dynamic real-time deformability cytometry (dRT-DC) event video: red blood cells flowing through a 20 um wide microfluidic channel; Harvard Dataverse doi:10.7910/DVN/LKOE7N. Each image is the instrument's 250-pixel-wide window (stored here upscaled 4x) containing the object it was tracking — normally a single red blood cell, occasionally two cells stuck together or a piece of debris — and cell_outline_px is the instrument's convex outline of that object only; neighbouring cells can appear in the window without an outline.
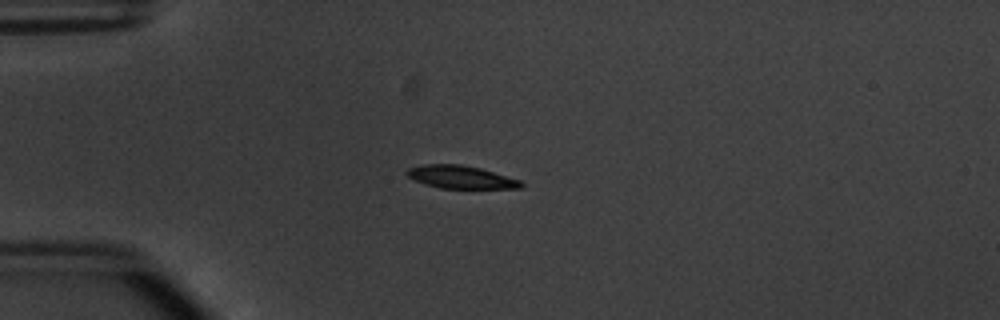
{"species": "common noctule bat (a hibernating species)", "species_latin": "Nyctalus noctula", "temperature_condition": "warm", "stored_images_in_passage": 40, "camera_frame_rate_fps": 3000, "um_per_image_px": 0.085, "animal": {"sex": "male", "body_mass_g": 20.1, "forearm_length_mm": 53.5}, "frame": {"image": 1, "passage_image": 1, "time_ms": 0.0, "image_size_px": [1000, 320], "cell_outline_px": [[524, 184], [520, 188], [440, 188], [424, 184], [408, 176], [404, 172], [408, 168], [424, 164], [460, 164], [480, 168], [520, 180]], "centroid_in_image_um": [39.14, 15.04], "position_along_channel_um": 45.9, "area_um2": 15.09}}
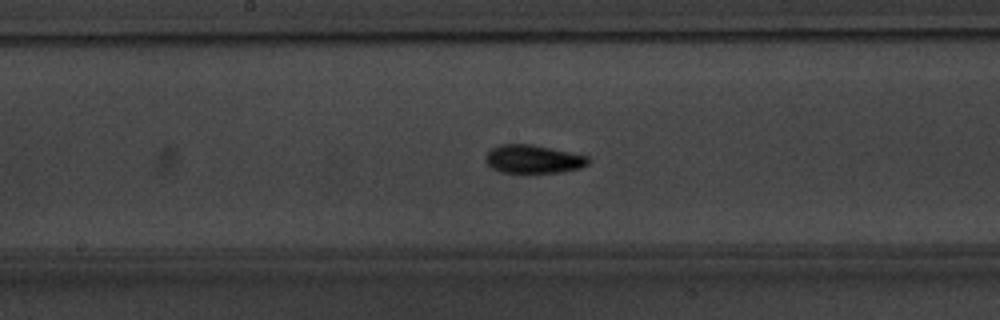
{"frame": {"image": 2, "passage_image": 15, "time_ms": 4.667, "image_size_px": [1000, 320], "cell_outline_px": [[592, 160], [588, 164], [580, 168], [564, 172], [500, 172], [492, 168], [484, 160], [484, 156], [492, 148], [500, 144], [532, 144], [552, 148], [588, 156]], "centroid_in_image_um": [45.34, 13.52], "position_along_channel_um": 202.9, "area_um2": 17.05}}
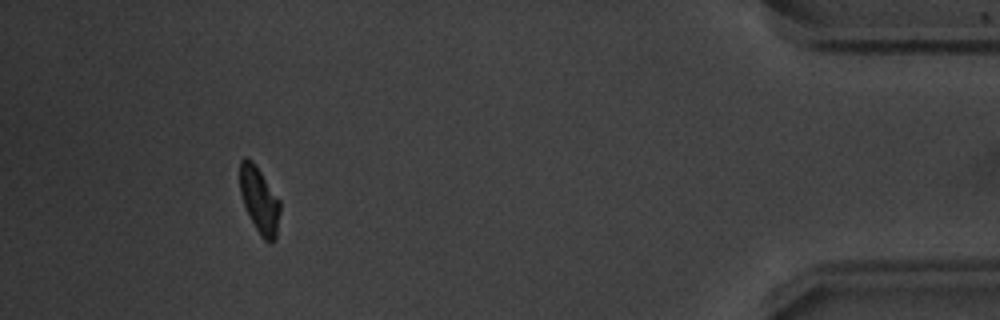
{"frame": {"image": 3, "passage_image": 36, "time_ms": 11.667, "image_size_px": [1000, 320], "cell_outline_px": [[280, 212], [276, 240], [272, 244], [268, 244], [260, 236], [244, 204], [240, 192], [240, 160], [244, 156], [248, 156], [252, 160], [280, 200]], "centroid_in_image_um": [22.07, 17.03], "position_along_channel_um": 413.1, "area_um2": 15.55}, "authors_computed_cell_mechanics": {"area_um2": 15.895, "velocity_mm_per_s": 3.8195, "shape_relaxation_time_tau1_ms": 2.8385, "shape_relaxation_time_tau2_ms": 4.7922, "deformation_change_tau1": 0.1218, "deformation_change_tau2": 0.0883}}